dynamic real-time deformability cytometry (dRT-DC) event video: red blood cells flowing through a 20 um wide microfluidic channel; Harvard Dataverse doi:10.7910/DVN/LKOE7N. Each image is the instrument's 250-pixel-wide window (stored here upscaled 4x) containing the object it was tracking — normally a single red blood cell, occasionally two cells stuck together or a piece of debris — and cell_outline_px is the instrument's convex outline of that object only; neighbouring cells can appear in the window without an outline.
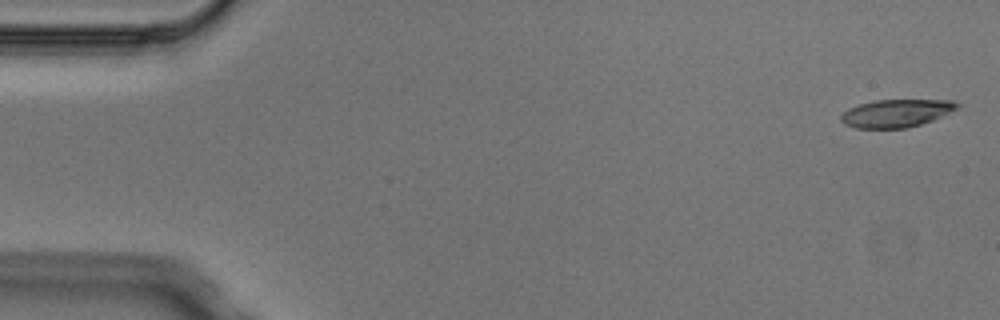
{"species": "Egyptian fruit bat (a non-hibernating species)", "species_latin": "Rousettus aegyptiacus", "temperature_condition": "cold", "stored_images_in_passage": 4, "camera_frame_rate_fps": 3000, "um_per_image_px": 0.085, "animal": {"sex": "male"}, "frame": {"image": 1, "passage_image": 1, "time_ms": 0.0, "image_size_px": [1000, 320], "cell_outline_px": [[960, 108], [944, 116], [908, 128], [856, 128], [844, 124], [840, 120], [840, 116], [848, 108], [860, 104], [876, 100], [952, 100], [960, 104]], "centroid_in_image_um": [76.22, 9.62], "position_along_channel_um": 8.8, "area_um2": 18.96}}